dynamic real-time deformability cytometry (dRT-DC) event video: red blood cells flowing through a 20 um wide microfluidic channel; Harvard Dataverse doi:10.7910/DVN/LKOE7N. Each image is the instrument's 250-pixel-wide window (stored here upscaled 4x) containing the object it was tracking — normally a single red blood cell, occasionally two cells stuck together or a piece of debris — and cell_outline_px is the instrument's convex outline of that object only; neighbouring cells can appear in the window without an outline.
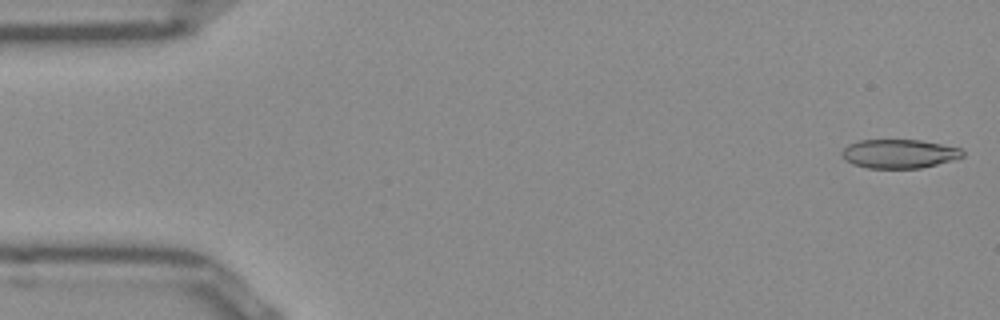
{"species": "Egyptian fruit bat (a non-hibernating species)", "species_latin": "Rousettus aegyptiacus", "temperature_condition": "room temperature", "stored_images_in_passage": 50, "camera_frame_rate_fps": 3000, "um_per_image_px": 0.085, "frame": {"image": 1, "passage_image": 1, "time_ms": 0.0, "image_size_px": [1000, 320], "cell_outline_px": [[964, 156], [952, 160], [920, 168], [868, 168], [852, 164], [844, 160], [840, 152], [848, 144], [860, 140], [920, 140], [960, 148], [964, 152]], "centroid_in_image_um": [76.38, 13.07], "position_along_channel_um": 8.6, "area_um2": 20.29}}
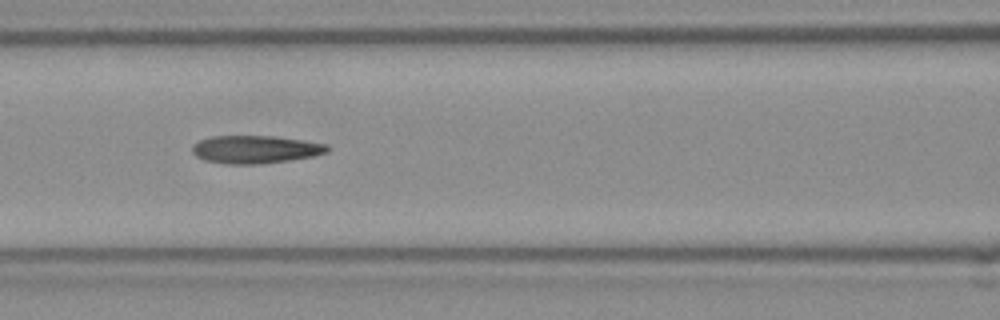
{"frame": {"image": 2, "passage_image": 21, "time_ms": 6.667, "image_size_px": [1000, 320], "cell_outline_px": [[328, 152], [312, 156], [288, 160], [256, 164], [228, 164], [204, 160], [196, 156], [192, 152], [192, 144], [200, 140], [212, 136], [272, 136], [328, 144]], "centroid_in_image_um": [21.66, 12.7], "position_along_channel_um": 144.9, "area_um2": 21.73}}
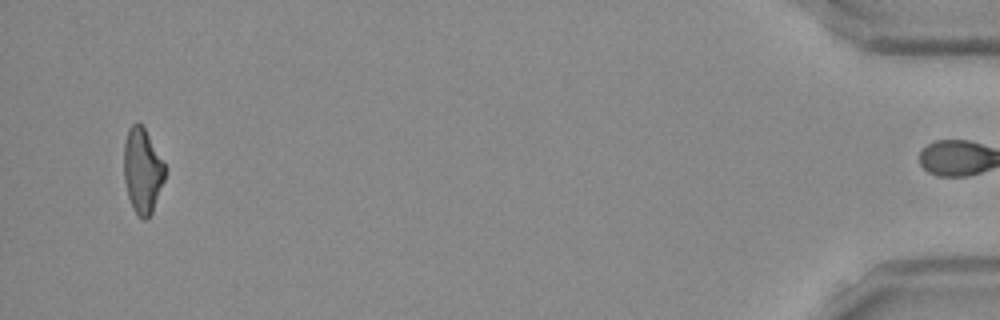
{"frame": {"image": 3, "passage_image": 49, "time_ms": 16.0, "image_size_px": [1000, 320], "cell_outline_px": [[168, 168], [164, 180], [152, 212], [144, 220], [132, 208], [128, 196], [124, 180], [124, 140], [128, 128], [136, 120], [144, 128]], "centroid_in_image_um": [12.11, 14.47], "position_along_channel_um": 423.1, "area_um2": 20.46}, "authors_computed_cell_mechanics": {"area_um2": 21.4149, "velocity_mm_per_s": 3.9341, "shape_relaxation_time_tau1_ms": null, "shape_relaxation_time_tau2_ms": 2.758, "deformation_change_tau1": null, "deformation_change_tau2": 0.1344}}